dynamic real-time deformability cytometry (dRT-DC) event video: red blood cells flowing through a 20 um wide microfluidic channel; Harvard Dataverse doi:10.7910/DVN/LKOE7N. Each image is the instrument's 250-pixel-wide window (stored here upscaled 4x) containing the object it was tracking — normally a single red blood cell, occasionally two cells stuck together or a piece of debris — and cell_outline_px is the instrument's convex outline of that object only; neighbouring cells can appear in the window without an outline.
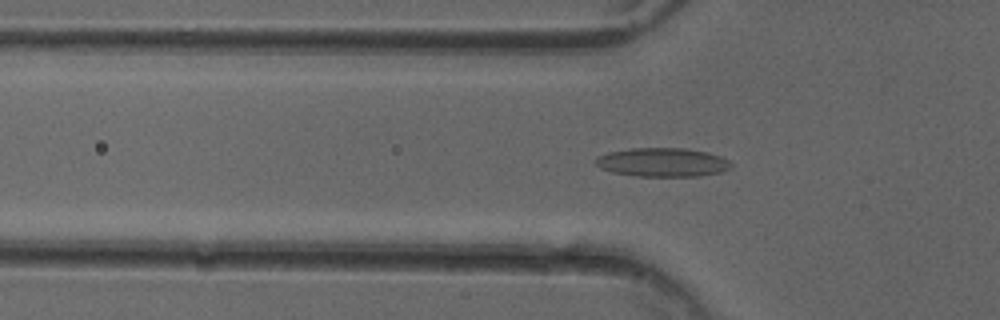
{"species": "common noctule bat (a hibernating species)", "species_latin": "Nyctalus noctula", "temperature_condition": "cold", "stored_images_in_passage": 51, "camera_frame_rate_fps": 3000, "um_per_image_px": 0.085, "animal": {"sex": "female"}, "frame": {"image": 1, "passage_image": 17, "time_ms": 5.333, "image_size_px": [1000, 320], "cell_outline_px": [[732, 168], [720, 172], [700, 176], [636, 176], [612, 172], [600, 168], [592, 160], [596, 156], [608, 152], [632, 148], [688, 148], [708, 152], [720, 156], [728, 160], [732, 164]], "centroid_in_image_um": [56.29, 13.79], "position_along_channel_um": 69.5, "area_um2": 23.0}}
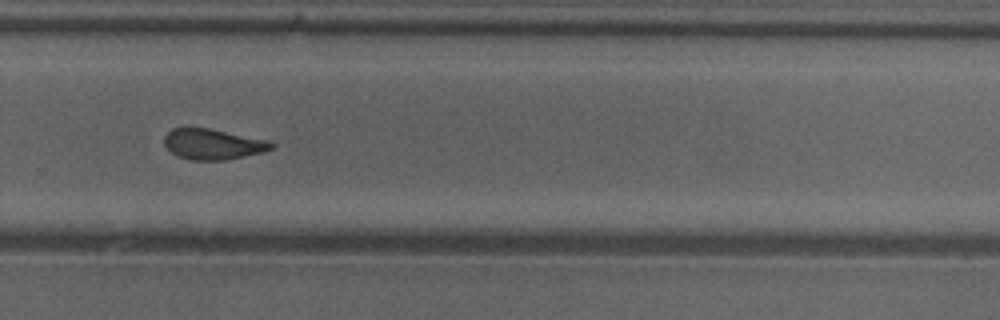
{"frame": {"image": 2, "passage_image": 35, "time_ms": 11.333, "image_size_px": [1000, 320], "cell_outline_px": [[276, 144], [272, 148], [264, 152], [224, 160], [192, 160], [176, 156], [164, 144], [164, 136], [172, 128], [208, 128], [268, 140]], "centroid_in_image_um": [18.1, 12.26], "position_along_channel_um": 311.7, "area_um2": 19.02}}
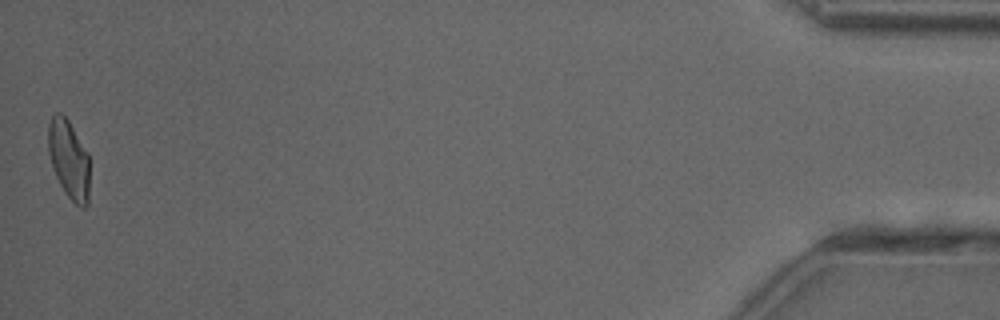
{"frame": {"image": 3, "passage_image": 51, "time_ms": 16.667, "image_size_px": [1000, 320], "cell_outline_px": [[88, 204], [84, 208], [80, 208], [64, 192], [52, 168], [48, 152], [48, 124], [52, 116], [56, 112], [60, 112], [68, 120], [88, 152]], "centroid_in_image_um": [5.84, 13.54], "position_along_channel_um": 429.4, "area_um2": 18.96}, "authors_computed_cell_mechanics": {"area_um2": 20.3456, "velocity_mm_per_s": 4.0401, "shape_relaxation_time_tau1_ms": null, "shape_relaxation_time_tau2_ms": 2.0069, "deformation_change_tau1": null, "deformation_change_tau2": 0.0912}}